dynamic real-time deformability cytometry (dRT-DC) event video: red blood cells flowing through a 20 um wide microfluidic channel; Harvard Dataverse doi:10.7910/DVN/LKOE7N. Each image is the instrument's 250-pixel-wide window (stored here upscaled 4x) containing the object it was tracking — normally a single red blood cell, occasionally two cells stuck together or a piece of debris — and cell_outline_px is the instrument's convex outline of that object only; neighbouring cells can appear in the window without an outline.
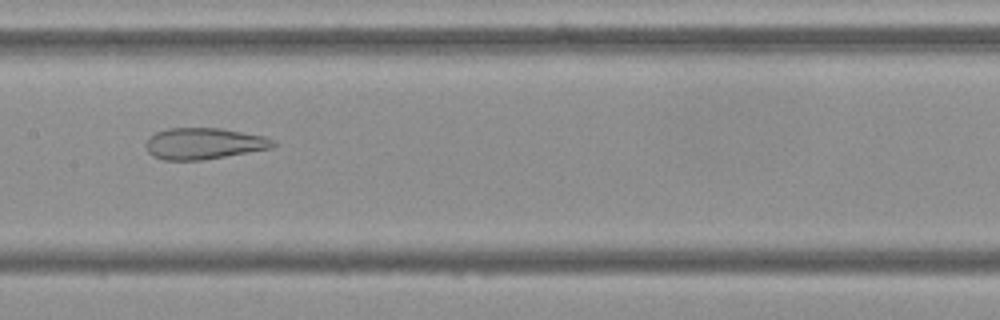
{"species": "Egyptian fruit bat (a non-hibernating species)", "species_latin": "Rousettus aegyptiacus", "temperature_condition": "cold", "stored_images_in_passage": 53, "camera_frame_rate_fps": 3000, "um_per_image_px": 0.085, "frame": {"image": 1, "passage_image": 26, "time_ms": 8.333, "image_size_px": [1000, 320], "cell_outline_px": [[276, 144], [272, 148], [200, 160], [164, 160], [152, 156], [148, 152], [144, 144], [148, 136], [156, 132], [168, 128], [220, 128], [264, 136], [276, 140]], "centroid_in_image_um": [17.29, 12.19], "position_along_channel_um": 190.1, "area_um2": 23.29}}
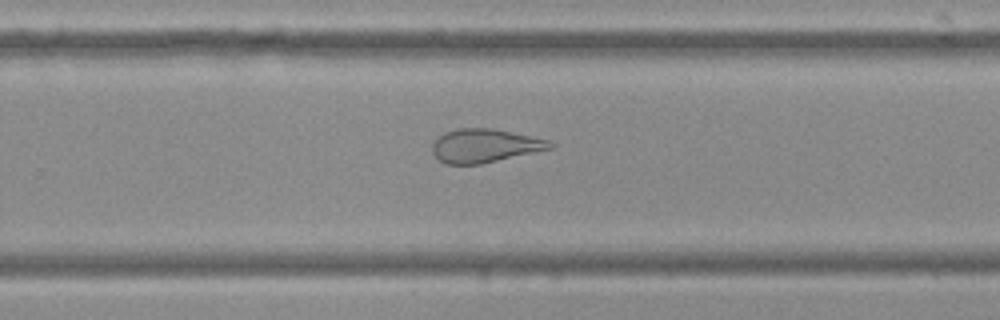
{"frame": {"image": 2, "passage_image": 34, "time_ms": 11.0, "image_size_px": [1000, 320], "cell_outline_px": [[556, 148], [480, 164], [448, 164], [440, 160], [432, 152], [432, 144], [444, 132], [460, 128], [492, 128], [552, 140], [556, 144]], "centroid_in_image_um": [41.29, 12.38], "position_along_channel_um": 288.5, "area_um2": 23.18}}
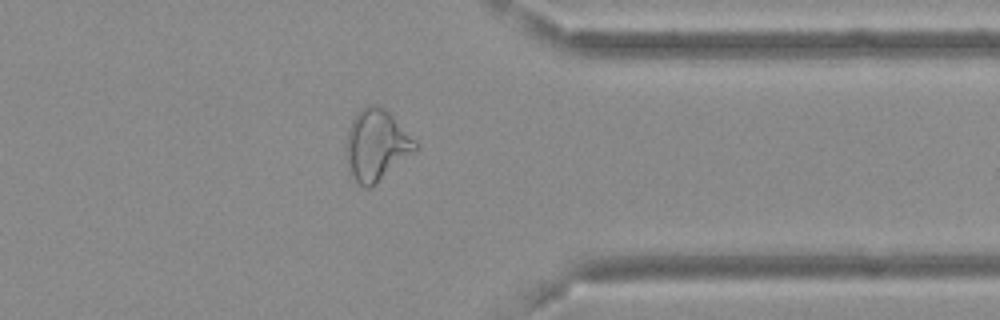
{"frame": {"image": 3, "passage_image": 42, "time_ms": 13.667, "image_size_px": [1000, 320], "cell_outline_px": [[420, 144], [412, 152], [372, 188], [364, 188], [348, 172], [344, 144], [348, 128], [356, 112], [368, 104], [376, 104], [384, 108]], "centroid_in_image_um": [31.94, 12.33], "position_along_channel_um": 379.5, "area_um2": 28.78}, "authors_computed_cell_mechanics": {"area_um2": 29.8826, "velocity_mm_per_s": 3.7072, "shape_relaxation_time_tau1_ms": null, "shape_relaxation_time_tau2_ms": 1.9149, "deformation_change_tau1": null, "deformation_change_tau2": 0.112}}